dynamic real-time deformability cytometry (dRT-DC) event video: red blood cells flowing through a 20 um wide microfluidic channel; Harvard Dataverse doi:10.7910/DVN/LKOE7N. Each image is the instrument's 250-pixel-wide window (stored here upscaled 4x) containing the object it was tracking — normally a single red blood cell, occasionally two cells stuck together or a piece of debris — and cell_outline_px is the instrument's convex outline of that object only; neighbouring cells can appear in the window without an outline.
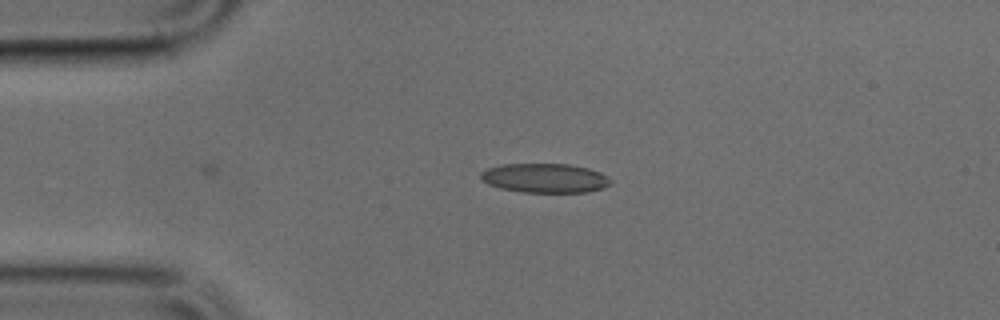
{"species": "common noctule bat (a hibernating species)", "species_latin": "Nyctalus noctula", "temperature_condition": "cold", "stored_images_in_passage": 3, "camera_frame_rate_fps": 3000, "um_per_image_px": 0.085, "animal": {"sex": "male", "body_mass_g": 17.9, "forearm_length_mm": 54.2}, "frame": {"image": 1, "passage_image": 3, "time_ms": 0.667, "image_size_px": [1000, 320], "cell_outline_px": [[612, 184], [604, 188], [588, 192], [520, 192], [500, 188], [488, 184], [480, 176], [480, 172], [488, 168], [504, 164], [568, 164], [588, 168], [600, 172], [612, 180]], "centroid_in_image_um": [46.35, 15.14], "position_along_channel_um": 38.7, "area_um2": 22.2}}